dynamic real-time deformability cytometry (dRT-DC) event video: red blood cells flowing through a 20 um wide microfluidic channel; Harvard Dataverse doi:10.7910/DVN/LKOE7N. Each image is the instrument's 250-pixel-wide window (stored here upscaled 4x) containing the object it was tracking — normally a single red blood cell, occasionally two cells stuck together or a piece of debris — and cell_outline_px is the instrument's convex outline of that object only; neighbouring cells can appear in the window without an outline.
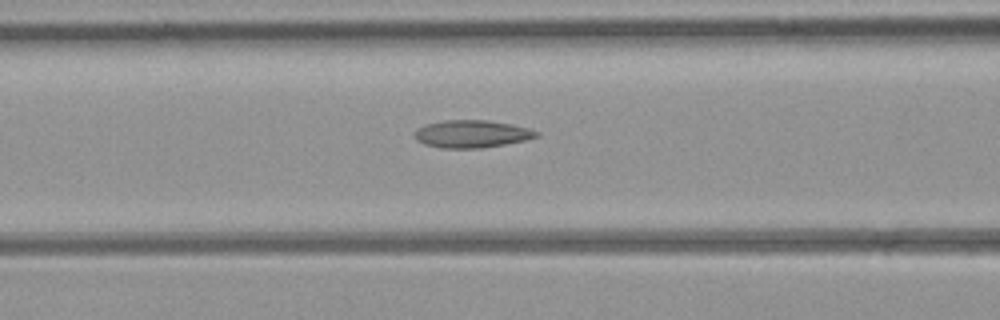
{"species": "common noctule bat (a hibernating species)", "species_latin": "Nyctalus noctula", "temperature_condition": "room temperature", "stored_images_in_passage": 39, "camera_frame_rate_fps": 3000, "um_per_image_px": 0.085, "animal": {"sex": "female", "body_mass_g": 21.9}, "frame": {"image": 1, "passage_image": 15, "time_ms": 4.667, "image_size_px": [1000, 320], "cell_outline_px": [[540, 136], [524, 140], [504, 144], [480, 148], [440, 148], [424, 144], [416, 136], [416, 128], [424, 124], [444, 120], [488, 120], [512, 124], [528, 128], [540, 132]], "centroid_in_image_um": [40.12, 11.37], "position_along_channel_um": 126.5, "area_um2": 19.48}}
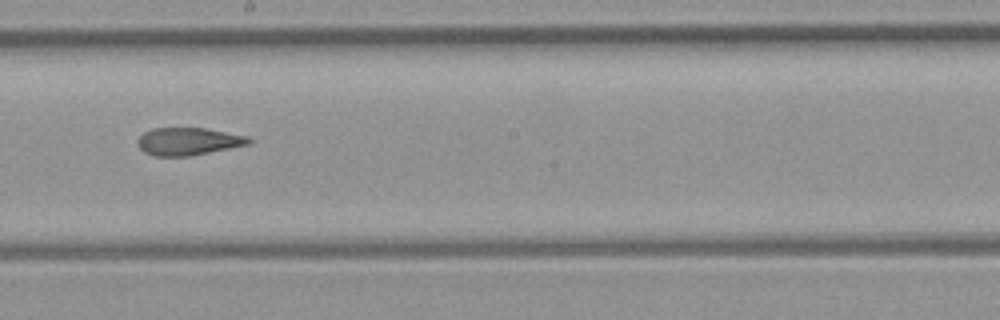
{"frame": {"image": 2, "passage_image": 23, "time_ms": 7.333, "image_size_px": [1000, 320], "cell_outline_px": [[252, 140], [248, 144], [188, 156], [156, 156], [144, 152], [136, 144], [136, 140], [144, 132], [152, 128], [208, 128], [248, 136]], "centroid_in_image_um": [15.96, 12.0], "position_along_channel_um": 232.2, "area_um2": 17.8}}
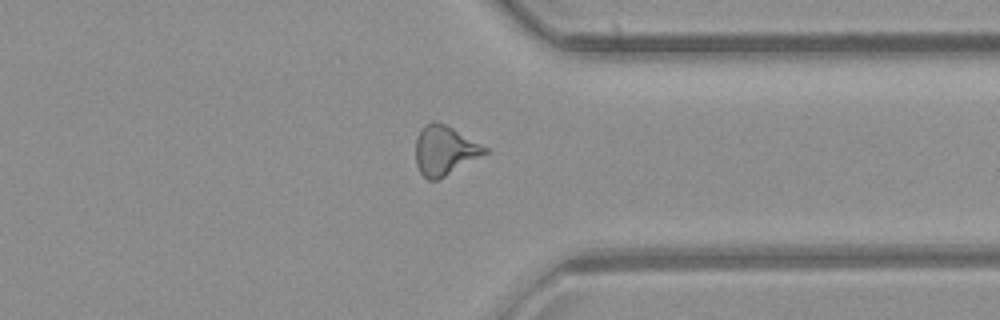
{"frame": {"image": 3, "passage_image": 34, "time_ms": 11.0, "image_size_px": [1000, 320], "cell_outline_px": [[488, 152], [444, 176], [436, 180], [428, 180], [420, 172], [416, 164], [416, 140], [420, 132], [432, 120], [436, 120], [452, 128], [488, 148]], "centroid_in_image_um": [37.78, 12.79], "position_along_channel_um": 373.6, "area_um2": 19.31}, "authors_computed_cell_mechanics": {"area_um2": 18.8428, "velocity_mm_per_s": 3.9606, "shape_relaxation_time_tau1_ms": null, "shape_relaxation_time_tau2_ms": 2.888, "deformation_change_tau1": null, "deformation_change_tau2": 0.1226}}